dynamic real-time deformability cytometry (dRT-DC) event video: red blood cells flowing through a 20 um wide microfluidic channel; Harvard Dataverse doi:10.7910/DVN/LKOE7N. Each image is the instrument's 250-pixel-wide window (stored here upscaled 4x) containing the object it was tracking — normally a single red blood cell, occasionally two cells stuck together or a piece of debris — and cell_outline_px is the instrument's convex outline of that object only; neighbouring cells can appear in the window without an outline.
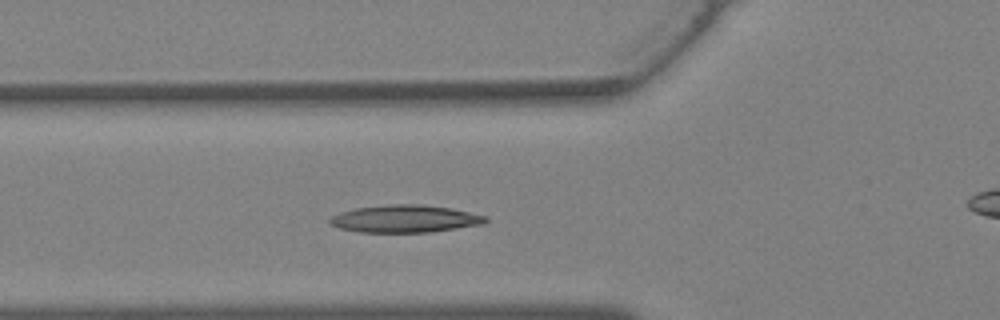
{"species": "Egyptian fruit bat (a non-hibernating species)", "species_latin": "Rousettus aegyptiacus", "temperature_condition": "warm", "stored_images_in_passage": 22, "camera_frame_rate_fps": 3000, "um_per_image_px": 0.085, "animal": {"sex": "female"}, "frame": {"image": 1, "passage_image": 2, "time_ms": 0.333, "image_size_px": [1000, 320], "cell_outline_px": [[488, 220], [484, 224], [432, 232], [360, 232], [340, 228], [328, 224], [328, 220], [332, 216], [340, 212], [356, 208], [388, 204], [420, 204], [452, 208], [488, 216]], "centroid_in_image_um": [34.44, 18.59], "position_along_channel_um": 91.4, "area_um2": 25.09}}
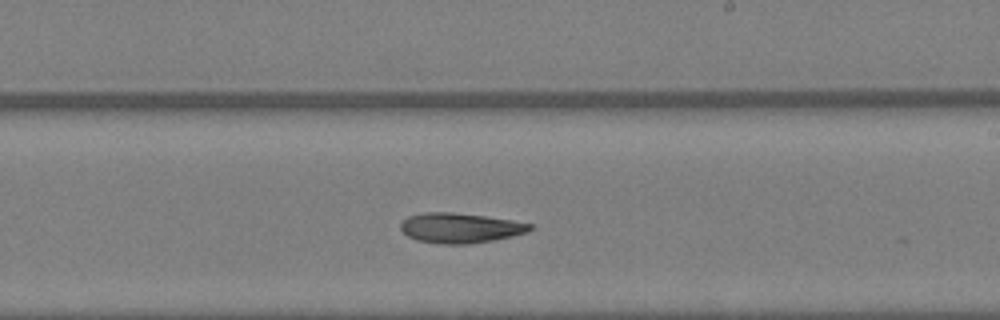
{"frame": {"image": 2, "passage_image": 11, "time_ms": 3.333, "image_size_px": [1000, 320], "cell_outline_px": [[532, 228], [524, 232], [512, 236], [492, 240], [464, 244], [440, 244], [420, 240], [408, 236], [400, 228], [400, 224], [408, 216], [424, 212], [452, 212], [484, 216], [512, 220], [532, 224]], "centroid_in_image_um": [39.08, 19.36], "position_along_channel_um": 249.9, "area_um2": 22.25}}
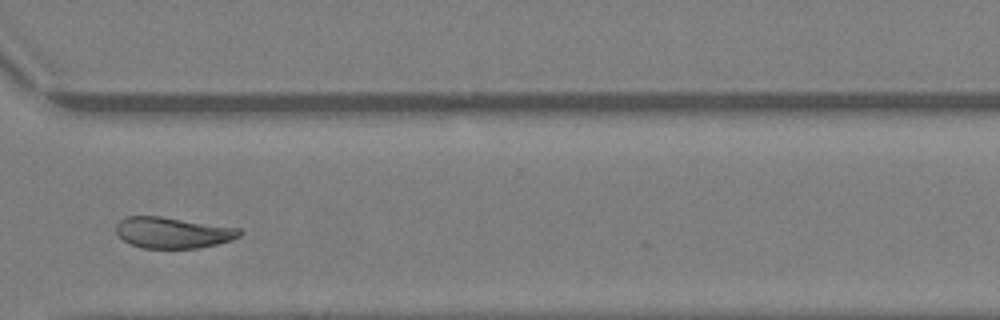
{"frame": {"image": 3, "passage_image": 17, "time_ms": 5.333, "image_size_px": [1000, 320], "cell_outline_px": [[244, 232], [240, 236], [232, 240], [200, 248], [140, 248], [124, 240], [116, 232], [116, 224], [124, 216], [160, 216], [240, 228]], "centroid_in_image_um": [14.7, 19.77], "position_along_channel_um": 355.9, "area_um2": 22.43}}